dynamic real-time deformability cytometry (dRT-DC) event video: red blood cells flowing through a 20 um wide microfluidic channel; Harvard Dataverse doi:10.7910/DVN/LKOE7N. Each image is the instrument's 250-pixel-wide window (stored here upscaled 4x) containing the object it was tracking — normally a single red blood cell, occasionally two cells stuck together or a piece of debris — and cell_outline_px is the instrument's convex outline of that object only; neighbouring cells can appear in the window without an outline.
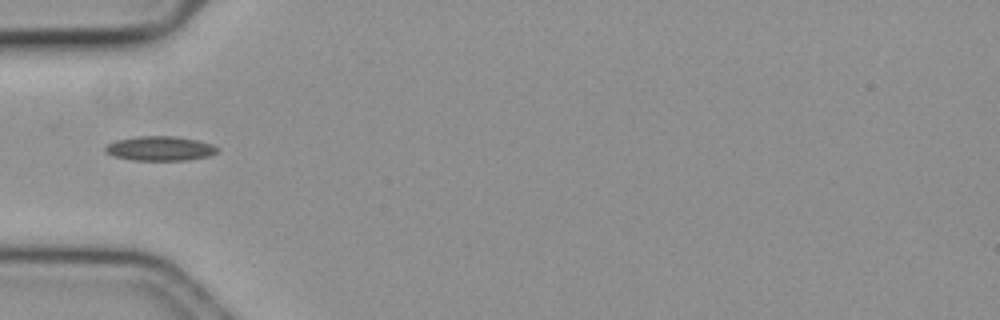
{"species": "common noctule bat (a hibernating species)", "species_latin": "Nyctalus noctula", "temperature_condition": "cold", "stored_images_in_passage": 31, "camera_frame_rate_fps": 3000, "um_per_image_px": 0.085, "animal": {"sex": "female", "body_mass_g": 19.3, "forearm_length_mm": 54.1}, "frame": {"image": 1, "passage_image": 1, "time_ms": 0.0, "image_size_px": [1000, 320], "cell_outline_px": [[220, 148], [216, 152], [208, 156], [184, 160], [132, 160], [116, 156], [108, 152], [104, 148], [108, 144], [116, 140], [136, 136], [176, 136], [196, 140], [212, 144]], "centroid_in_image_um": [13.62, 12.61], "position_along_channel_um": 71.4, "area_um2": 15.78}}
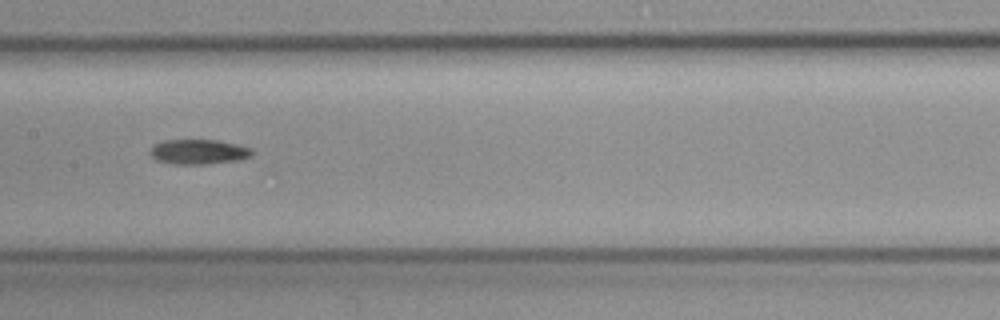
{"frame": {"image": 2, "passage_image": 11, "time_ms": 3.333, "image_size_px": [1000, 320], "cell_outline_px": [[252, 152], [248, 156], [240, 160], [204, 164], [172, 164], [156, 160], [152, 156], [152, 148], [156, 144], [164, 140], [216, 140], [236, 144], [252, 148]], "centroid_in_image_um": [16.88, 12.9], "position_along_channel_um": 190.5, "area_um2": 14.51}}
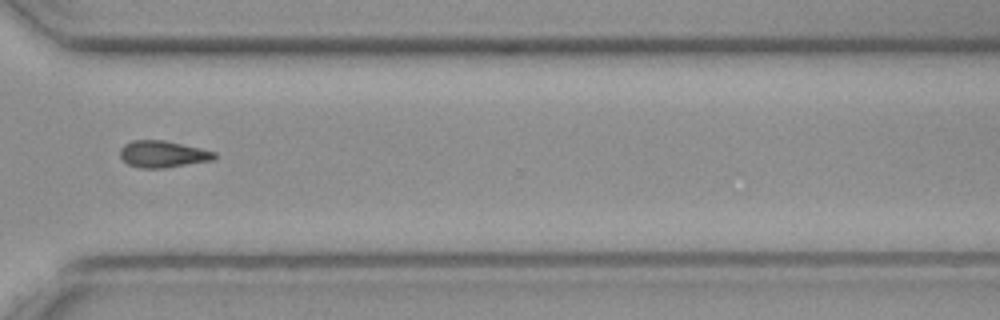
{"frame": {"image": 3, "passage_image": 25, "time_ms": 8.0, "image_size_px": [1000, 320], "cell_outline_px": [[216, 156], [212, 160], [160, 168], [140, 168], [128, 164], [120, 156], [120, 148], [124, 144], [132, 140], [164, 140], [200, 148], [216, 152]], "centroid_in_image_um": [13.8, 13.09], "position_along_channel_um": 356.8, "area_um2": 14.51}}